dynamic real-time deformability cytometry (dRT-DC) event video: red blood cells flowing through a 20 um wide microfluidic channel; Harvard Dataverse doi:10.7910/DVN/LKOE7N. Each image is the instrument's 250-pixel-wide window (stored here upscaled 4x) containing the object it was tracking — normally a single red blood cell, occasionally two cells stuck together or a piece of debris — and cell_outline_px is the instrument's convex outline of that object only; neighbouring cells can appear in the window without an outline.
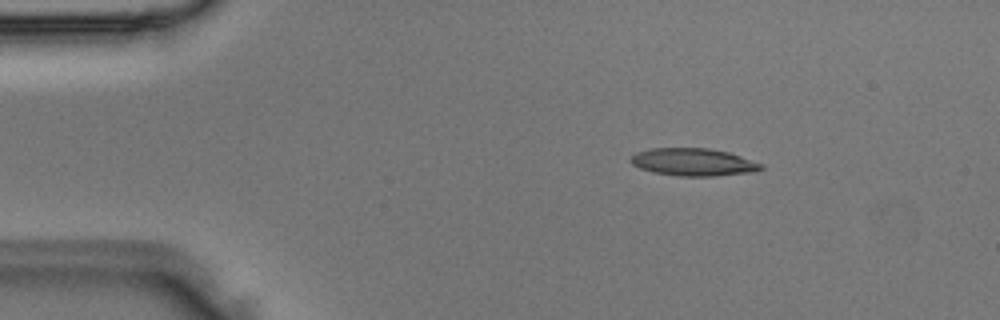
{"species": "Egyptian fruit bat (a non-hibernating species)", "species_latin": "Rousettus aegyptiacus", "temperature_condition": "room temperature", "stored_images_in_passage": 5, "camera_frame_rate_fps": 3000, "um_per_image_px": 0.085, "animal": {"sex": "male"}, "frame": {"image": 1, "passage_image": 3, "time_ms": 0.667, "image_size_px": [1000, 320], "cell_outline_px": [[764, 168], [756, 172], [716, 176], [680, 176], [652, 172], [640, 168], [632, 164], [628, 160], [636, 152], [648, 148], [708, 148], [728, 152], [764, 164]], "centroid_in_image_um": [58.94, 13.78], "position_along_channel_um": 26.1, "area_um2": 21.15}}
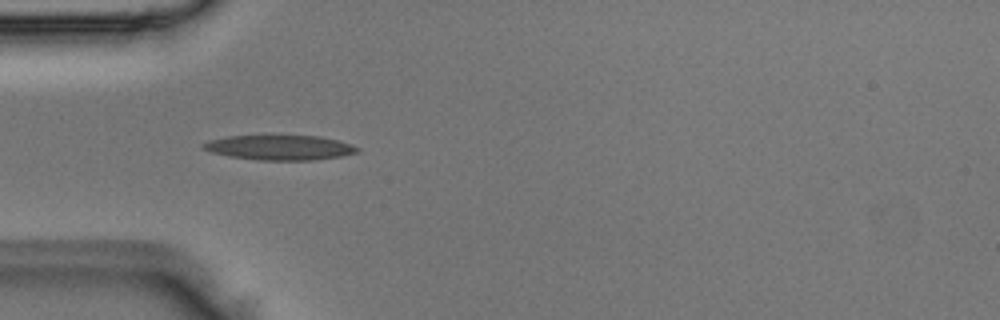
{"frame": {"image": 2, "passage_image": 5, "time_ms": 1.333, "image_size_px": [1000, 320], "cell_outline_px": [[360, 152], [340, 156], [316, 160], [256, 160], [228, 156], [212, 152], [204, 148], [200, 144], [208, 140], [228, 136], [320, 136], [352, 144], [360, 148]], "centroid_in_image_um": [23.79, 12.55], "position_along_channel_um": 61.2, "area_um2": 22.31}}